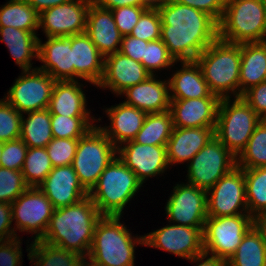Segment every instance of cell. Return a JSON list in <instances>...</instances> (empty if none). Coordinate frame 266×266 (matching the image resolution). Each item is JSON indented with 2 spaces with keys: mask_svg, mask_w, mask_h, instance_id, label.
<instances>
[{
  "mask_svg": "<svg viewBox=\"0 0 266 266\" xmlns=\"http://www.w3.org/2000/svg\"><path fill=\"white\" fill-rule=\"evenodd\" d=\"M158 10L160 39L176 62L194 61L218 38V23L205 12L174 0Z\"/></svg>",
  "mask_w": 266,
  "mask_h": 266,
  "instance_id": "6da1fadb",
  "label": "cell"
},
{
  "mask_svg": "<svg viewBox=\"0 0 266 266\" xmlns=\"http://www.w3.org/2000/svg\"><path fill=\"white\" fill-rule=\"evenodd\" d=\"M101 217L89 196L75 204L56 208L41 241L87 258Z\"/></svg>",
  "mask_w": 266,
  "mask_h": 266,
  "instance_id": "7a4b0ae2",
  "label": "cell"
},
{
  "mask_svg": "<svg viewBox=\"0 0 266 266\" xmlns=\"http://www.w3.org/2000/svg\"><path fill=\"white\" fill-rule=\"evenodd\" d=\"M120 219L102 216L97 222L86 258L92 266H134L135 245H144V236H132Z\"/></svg>",
  "mask_w": 266,
  "mask_h": 266,
  "instance_id": "3957f363",
  "label": "cell"
},
{
  "mask_svg": "<svg viewBox=\"0 0 266 266\" xmlns=\"http://www.w3.org/2000/svg\"><path fill=\"white\" fill-rule=\"evenodd\" d=\"M195 61L213 94L220 99L229 98L230 93L239 97L241 44L217 38Z\"/></svg>",
  "mask_w": 266,
  "mask_h": 266,
  "instance_id": "277c9868",
  "label": "cell"
},
{
  "mask_svg": "<svg viewBox=\"0 0 266 266\" xmlns=\"http://www.w3.org/2000/svg\"><path fill=\"white\" fill-rule=\"evenodd\" d=\"M218 38L234 44L266 40V0H226Z\"/></svg>",
  "mask_w": 266,
  "mask_h": 266,
  "instance_id": "5b68a950",
  "label": "cell"
},
{
  "mask_svg": "<svg viewBox=\"0 0 266 266\" xmlns=\"http://www.w3.org/2000/svg\"><path fill=\"white\" fill-rule=\"evenodd\" d=\"M135 173L116 156L88 193L102 216H121L126 204L142 186Z\"/></svg>",
  "mask_w": 266,
  "mask_h": 266,
  "instance_id": "8992f818",
  "label": "cell"
},
{
  "mask_svg": "<svg viewBox=\"0 0 266 266\" xmlns=\"http://www.w3.org/2000/svg\"><path fill=\"white\" fill-rule=\"evenodd\" d=\"M230 98L220 99L215 137L235 157H238L245 149L249 138L262 119L242 97H235L233 104H230Z\"/></svg>",
  "mask_w": 266,
  "mask_h": 266,
  "instance_id": "52a82bcc",
  "label": "cell"
},
{
  "mask_svg": "<svg viewBox=\"0 0 266 266\" xmlns=\"http://www.w3.org/2000/svg\"><path fill=\"white\" fill-rule=\"evenodd\" d=\"M116 154L117 148L98 125L79 138L71 165L81 185L88 193L96 185L100 175Z\"/></svg>",
  "mask_w": 266,
  "mask_h": 266,
  "instance_id": "ba28073f",
  "label": "cell"
},
{
  "mask_svg": "<svg viewBox=\"0 0 266 266\" xmlns=\"http://www.w3.org/2000/svg\"><path fill=\"white\" fill-rule=\"evenodd\" d=\"M253 226L254 219L249 214L208 216L203 229L204 252L227 261Z\"/></svg>",
  "mask_w": 266,
  "mask_h": 266,
  "instance_id": "9c48e42d",
  "label": "cell"
},
{
  "mask_svg": "<svg viewBox=\"0 0 266 266\" xmlns=\"http://www.w3.org/2000/svg\"><path fill=\"white\" fill-rule=\"evenodd\" d=\"M189 163L188 183L208 191L221 177L237 167V157L214 137Z\"/></svg>",
  "mask_w": 266,
  "mask_h": 266,
  "instance_id": "30bf717a",
  "label": "cell"
},
{
  "mask_svg": "<svg viewBox=\"0 0 266 266\" xmlns=\"http://www.w3.org/2000/svg\"><path fill=\"white\" fill-rule=\"evenodd\" d=\"M5 96L20 114L47 109L55 80L46 72L33 68L24 70Z\"/></svg>",
  "mask_w": 266,
  "mask_h": 266,
  "instance_id": "8fae6325",
  "label": "cell"
},
{
  "mask_svg": "<svg viewBox=\"0 0 266 266\" xmlns=\"http://www.w3.org/2000/svg\"><path fill=\"white\" fill-rule=\"evenodd\" d=\"M54 207L39 187H28L11 203L12 222L20 232L35 234L34 241L41 240L54 212Z\"/></svg>",
  "mask_w": 266,
  "mask_h": 266,
  "instance_id": "7c38bea8",
  "label": "cell"
},
{
  "mask_svg": "<svg viewBox=\"0 0 266 266\" xmlns=\"http://www.w3.org/2000/svg\"><path fill=\"white\" fill-rule=\"evenodd\" d=\"M207 213L212 217L249 214L243 169L235 167L207 191Z\"/></svg>",
  "mask_w": 266,
  "mask_h": 266,
  "instance_id": "4fadbf2b",
  "label": "cell"
},
{
  "mask_svg": "<svg viewBox=\"0 0 266 266\" xmlns=\"http://www.w3.org/2000/svg\"><path fill=\"white\" fill-rule=\"evenodd\" d=\"M169 222L204 228L207 213V191L189 183L177 184L165 206Z\"/></svg>",
  "mask_w": 266,
  "mask_h": 266,
  "instance_id": "5bb4252c",
  "label": "cell"
},
{
  "mask_svg": "<svg viewBox=\"0 0 266 266\" xmlns=\"http://www.w3.org/2000/svg\"><path fill=\"white\" fill-rule=\"evenodd\" d=\"M93 0H72L40 13L39 28L46 37H69L86 31L87 14Z\"/></svg>",
  "mask_w": 266,
  "mask_h": 266,
  "instance_id": "9a60e30c",
  "label": "cell"
},
{
  "mask_svg": "<svg viewBox=\"0 0 266 266\" xmlns=\"http://www.w3.org/2000/svg\"><path fill=\"white\" fill-rule=\"evenodd\" d=\"M203 229L170 224L144 235V245L190 259L204 252Z\"/></svg>",
  "mask_w": 266,
  "mask_h": 266,
  "instance_id": "2e32d148",
  "label": "cell"
},
{
  "mask_svg": "<svg viewBox=\"0 0 266 266\" xmlns=\"http://www.w3.org/2000/svg\"><path fill=\"white\" fill-rule=\"evenodd\" d=\"M122 145L117 148L119 158L142 184L148 177L160 175L169 167L166 146L143 145L134 141Z\"/></svg>",
  "mask_w": 266,
  "mask_h": 266,
  "instance_id": "e0dca14e",
  "label": "cell"
},
{
  "mask_svg": "<svg viewBox=\"0 0 266 266\" xmlns=\"http://www.w3.org/2000/svg\"><path fill=\"white\" fill-rule=\"evenodd\" d=\"M150 75L142 63L118 51L104 57V73L97 86L110 88L113 93L121 95L127 88L145 81Z\"/></svg>",
  "mask_w": 266,
  "mask_h": 266,
  "instance_id": "ac0fdd59",
  "label": "cell"
},
{
  "mask_svg": "<svg viewBox=\"0 0 266 266\" xmlns=\"http://www.w3.org/2000/svg\"><path fill=\"white\" fill-rule=\"evenodd\" d=\"M219 97L170 99L169 111L174 127H216Z\"/></svg>",
  "mask_w": 266,
  "mask_h": 266,
  "instance_id": "d6986e66",
  "label": "cell"
},
{
  "mask_svg": "<svg viewBox=\"0 0 266 266\" xmlns=\"http://www.w3.org/2000/svg\"><path fill=\"white\" fill-rule=\"evenodd\" d=\"M39 189L55 209L75 204L88 196L72 165L53 167Z\"/></svg>",
  "mask_w": 266,
  "mask_h": 266,
  "instance_id": "ffe728a7",
  "label": "cell"
},
{
  "mask_svg": "<svg viewBox=\"0 0 266 266\" xmlns=\"http://www.w3.org/2000/svg\"><path fill=\"white\" fill-rule=\"evenodd\" d=\"M46 38L43 44L39 39L38 60L43 65L38 69L48 73L55 81H74L71 36Z\"/></svg>",
  "mask_w": 266,
  "mask_h": 266,
  "instance_id": "44dd1931",
  "label": "cell"
},
{
  "mask_svg": "<svg viewBox=\"0 0 266 266\" xmlns=\"http://www.w3.org/2000/svg\"><path fill=\"white\" fill-rule=\"evenodd\" d=\"M85 33L104 57L120 50L117 46L121 45L123 36L116 26L112 11L99 7L93 1L89 6Z\"/></svg>",
  "mask_w": 266,
  "mask_h": 266,
  "instance_id": "7402d4cb",
  "label": "cell"
},
{
  "mask_svg": "<svg viewBox=\"0 0 266 266\" xmlns=\"http://www.w3.org/2000/svg\"><path fill=\"white\" fill-rule=\"evenodd\" d=\"M74 81L83 79L98 85L104 73V56L84 32L71 36Z\"/></svg>",
  "mask_w": 266,
  "mask_h": 266,
  "instance_id": "603a6c76",
  "label": "cell"
},
{
  "mask_svg": "<svg viewBox=\"0 0 266 266\" xmlns=\"http://www.w3.org/2000/svg\"><path fill=\"white\" fill-rule=\"evenodd\" d=\"M214 137L215 127H174L166 145L168 164L189 162Z\"/></svg>",
  "mask_w": 266,
  "mask_h": 266,
  "instance_id": "cb8c5ba5",
  "label": "cell"
},
{
  "mask_svg": "<svg viewBox=\"0 0 266 266\" xmlns=\"http://www.w3.org/2000/svg\"><path fill=\"white\" fill-rule=\"evenodd\" d=\"M105 112L108 114L110 126H99V129L112 141L116 148L134 140L147 115L146 112L124 102L107 108Z\"/></svg>",
  "mask_w": 266,
  "mask_h": 266,
  "instance_id": "d4e9b609",
  "label": "cell"
},
{
  "mask_svg": "<svg viewBox=\"0 0 266 266\" xmlns=\"http://www.w3.org/2000/svg\"><path fill=\"white\" fill-rule=\"evenodd\" d=\"M150 75L145 81L127 88L121 93L126 96L124 103L146 113H161L169 110L170 96L168 80H157Z\"/></svg>",
  "mask_w": 266,
  "mask_h": 266,
  "instance_id": "484cf974",
  "label": "cell"
},
{
  "mask_svg": "<svg viewBox=\"0 0 266 266\" xmlns=\"http://www.w3.org/2000/svg\"><path fill=\"white\" fill-rule=\"evenodd\" d=\"M181 64L182 68L177 70L172 78L168 79L170 99L218 97L210 91L195 60L181 61Z\"/></svg>",
  "mask_w": 266,
  "mask_h": 266,
  "instance_id": "4316f807",
  "label": "cell"
},
{
  "mask_svg": "<svg viewBox=\"0 0 266 266\" xmlns=\"http://www.w3.org/2000/svg\"><path fill=\"white\" fill-rule=\"evenodd\" d=\"M83 84L76 81H56L49 103L50 114L69 117H90L86 109V96L82 91Z\"/></svg>",
  "mask_w": 266,
  "mask_h": 266,
  "instance_id": "83f0119b",
  "label": "cell"
},
{
  "mask_svg": "<svg viewBox=\"0 0 266 266\" xmlns=\"http://www.w3.org/2000/svg\"><path fill=\"white\" fill-rule=\"evenodd\" d=\"M263 81H266V40L241 44L239 97Z\"/></svg>",
  "mask_w": 266,
  "mask_h": 266,
  "instance_id": "f1b7e54d",
  "label": "cell"
},
{
  "mask_svg": "<svg viewBox=\"0 0 266 266\" xmlns=\"http://www.w3.org/2000/svg\"><path fill=\"white\" fill-rule=\"evenodd\" d=\"M0 41L4 42L16 64L24 70H31V59L37 58L39 38L36 33L12 26L0 27Z\"/></svg>",
  "mask_w": 266,
  "mask_h": 266,
  "instance_id": "f546056e",
  "label": "cell"
},
{
  "mask_svg": "<svg viewBox=\"0 0 266 266\" xmlns=\"http://www.w3.org/2000/svg\"><path fill=\"white\" fill-rule=\"evenodd\" d=\"M27 250L35 266H85L87 263L80 254L41 240L33 241Z\"/></svg>",
  "mask_w": 266,
  "mask_h": 266,
  "instance_id": "4dcf8cb0",
  "label": "cell"
},
{
  "mask_svg": "<svg viewBox=\"0 0 266 266\" xmlns=\"http://www.w3.org/2000/svg\"><path fill=\"white\" fill-rule=\"evenodd\" d=\"M22 114L20 139L32 148L46 147L53 139L51 114L47 109Z\"/></svg>",
  "mask_w": 266,
  "mask_h": 266,
  "instance_id": "1f68e13d",
  "label": "cell"
},
{
  "mask_svg": "<svg viewBox=\"0 0 266 266\" xmlns=\"http://www.w3.org/2000/svg\"><path fill=\"white\" fill-rule=\"evenodd\" d=\"M227 266H266V245L255 226L245 234Z\"/></svg>",
  "mask_w": 266,
  "mask_h": 266,
  "instance_id": "d6a6232c",
  "label": "cell"
},
{
  "mask_svg": "<svg viewBox=\"0 0 266 266\" xmlns=\"http://www.w3.org/2000/svg\"><path fill=\"white\" fill-rule=\"evenodd\" d=\"M173 128L169 110L161 113H147L143 126L133 141L143 145L166 146Z\"/></svg>",
  "mask_w": 266,
  "mask_h": 266,
  "instance_id": "836d02e7",
  "label": "cell"
},
{
  "mask_svg": "<svg viewBox=\"0 0 266 266\" xmlns=\"http://www.w3.org/2000/svg\"><path fill=\"white\" fill-rule=\"evenodd\" d=\"M40 14L25 0H10L0 8V27L14 28L36 33Z\"/></svg>",
  "mask_w": 266,
  "mask_h": 266,
  "instance_id": "e575fe53",
  "label": "cell"
},
{
  "mask_svg": "<svg viewBox=\"0 0 266 266\" xmlns=\"http://www.w3.org/2000/svg\"><path fill=\"white\" fill-rule=\"evenodd\" d=\"M243 169L249 215L254 219L266 214V166Z\"/></svg>",
  "mask_w": 266,
  "mask_h": 266,
  "instance_id": "d590c367",
  "label": "cell"
},
{
  "mask_svg": "<svg viewBox=\"0 0 266 266\" xmlns=\"http://www.w3.org/2000/svg\"><path fill=\"white\" fill-rule=\"evenodd\" d=\"M266 166V120L256 126L245 149L237 157L238 168Z\"/></svg>",
  "mask_w": 266,
  "mask_h": 266,
  "instance_id": "8d00e7d4",
  "label": "cell"
},
{
  "mask_svg": "<svg viewBox=\"0 0 266 266\" xmlns=\"http://www.w3.org/2000/svg\"><path fill=\"white\" fill-rule=\"evenodd\" d=\"M53 166L46 147H28L22 174L28 187H39L51 172Z\"/></svg>",
  "mask_w": 266,
  "mask_h": 266,
  "instance_id": "74e56055",
  "label": "cell"
},
{
  "mask_svg": "<svg viewBox=\"0 0 266 266\" xmlns=\"http://www.w3.org/2000/svg\"><path fill=\"white\" fill-rule=\"evenodd\" d=\"M91 120L89 121V119ZM94 117H67L51 114V130L53 138L79 139L85 136L93 127ZM91 122V123H90Z\"/></svg>",
  "mask_w": 266,
  "mask_h": 266,
  "instance_id": "f35d334b",
  "label": "cell"
},
{
  "mask_svg": "<svg viewBox=\"0 0 266 266\" xmlns=\"http://www.w3.org/2000/svg\"><path fill=\"white\" fill-rule=\"evenodd\" d=\"M27 188L22 171L0 167V202H14Z\"/></svg>",
  "mask_w": 266,
  "mask_h": 266,
  "instance_id": "ab89813d",
  "label": "cell"
},
{
  "mask_svg": "<svg viewBox=\"0 0 266 266\" xmlns=\"http://www.w3.org/2000/svg\"><path fill=\"white\" fill-rule=\"evenodd\" d=\"M141 63L151 75H154L155 70L174 66L176 61L169 54L168 49L163 41L158 39L155 41H150L148 45L145 46L144 57H142Z\"/></svg>",
  "mask_w": 266,
  "mask_h": 266,
  "instance_id": "60d3db41",
  "label": "cell"
},
{
  "mask_svg": "<svg viewBox=\"0 0 266 266\" xmlns=\"http://www.w3.org/2000/svg\"><path fill=\"white\" fill-rule=\"evenodd\" d=\"M22 114L4 98L0 100V142L20 138Z\"/></svg>",
  "mask_w": 266,
  "mask_h": 266,
  "instance_id": "b9f144b4",
  "label": "cell"
},
{
  "mask_svg": "<svg viewBox=\"0 0 266 266\" xmlns=\"http://www.w3.org/2000/svg\"><path fill=\"white\" fill-rule=\"evenodd\" d=\"M162 20L158 9H147L131 32V36L150 42L161 38Z\"/></svg>",
  "mask_w": 266,
  "mask_h": 266,
  "instance_id": "7bdbcfd3",
  "label": "cell"
},
{
  "mask_svg": "<svg viewBox=\"0 0 266 266\" xmlns=\"http://www.w3.org/2000/svg\"><path fill=\"white\" fill-rule=\"evenodd\" d=\"M79 139L53 138L46 146L53 167L71 165Z\"/></svg>",
  "mask_w": 266,
  "mask_h": 266,
  "instance_id": "ee69618b",
  "label": "cell"
},
{
  "mask_svg": "<svg viewBox=\"0 0 266 266\" xmlns=\"http://www.w3.org/2000/svg\"><path fill=\"white\" fill-rule=\"evenodd\" d=\"M27 151L28 146L20 138L4 142L0 167L21 171Z\"/></svg>",
  "mask_w": 266,
  "mask_h": 266,
  "instance_id": "f6af8a7d",
  "label": "cell"
},
{
  "mask_svg": "<svg viewBox=\"0 0 266 266\" xmlns=\"http://www.w3.org/2000/svg\"><path fill=\"white\" fill-rule=\"evenodd\" d=\"M141 6H123L111 10L116 26L122 36L130 35L141 15L147 10Z\"/></svg>",
  "mask_w": 266,
  "mask_h": 266,
  "instance_id": "bcb514c9",
  "label": "cell"
},
{
  "mask_svg": "<svg viewBox=\"0 0 266 266\" xmlns=\"http://www.w3.org/2000/svg\"><path fill=\"white\" fill-rule=\"evenodd\" d=\"M241 97L262 120H266V81L251 87Z\"/></svg>",
  "mask_w": 266,
  "mask_h": 266,
  "instance_id": "7dc6e473",
  "label": "cell"
},
{
  "mask_svg": "<svg viewBox=\"0 0 266 266\" xmlns=\"http://www.w3.org/2000/svg\"><path fill=\"white\" fill-rule=\"evenodd\" d=\"M175 2L188 5L210 15L217 23L220 22L226 0H174Z\"/></svg>",
  "mask_w": 266,
  "mask_h": 266,
  "instance_id": "c3c4849f",
  "label": "cell"
},
{
  "mask_svg": "<svg viewBox=\"0 0 266 266\" xmlns=\"http://www.w3.org/2000/svg\"><path fill=\"white\" fill-rule=\"evenodd\" d=\"M20 244L19 237L0 242V266H21L22 250Z\"/></svg>",
  "mask_w": 266,
  "mask_h": 266,
  "instance_id": "681fc988",
  "label": "cell"
},
{
  "mask_svg": "<svg viewBox=\"0 0 266 266\" xmlns=\"http://www.w3.org/2000/svg\"><path fill=\"white\" fill-rule=\"evenodd\" d=\"M148 43L142 39L126 35L122 37L121 45L118 46L120 48L119 52L141 63L142 57H144L145 46Z\"/></svg>",
  "mask_w": 266,
  "mask_h": 266,
  "instance_id": "f907efd6",
  "label": "cell"
},
{
  "mask_svg": "<svg viewBox=\"0 0 266 266\" xmlns=\"http://www.w3.org/2000/svg\"><path fill=\"white\" fill-rule=\"evenodd\" d=\"M11 225V203L0 202V242L8 241L17 237L16 230L14 231Z\"/></svg>",
  "mask_w": 266,
  "mask_h": 266,
  "instance_id": "816d5d0a",
  "label": "cell"
},
{
  "mask_svg": "<svg viewBox=\"0 0 266 266\" xmlns=\"http://www.w3.org/2000/svg\"><path fill=\"white\" fill-rule=\"evenodd\" d=\"M99 7L113 10L123 6H141L143 0H93Z\"/></svg>",
  "mask_w": 266,
  "mask_h": 266,
  "instance_id": "f5cc1de1",
  "label": "cell"
},
{
  "mask_svg": "<svg viewBox=\"0 0 266 266\" xmlns=\"http://www.w3.org/2000/svg\"><path fill=\"white\" fill-rule=\"evenodd\" d=\"M206 257H208V258H206ZM205 258H206V260H203ZM188 260H190L192 262H200V264L197 266H227V261H225L223 258H219V257L214 256V255H210V257H209V254L206 252L195 255L194 257H192Z\"/></svg>",
  "mask_w": 266,
  "mask_h": 266,
  "instance_id": "db71d44e",
  "label": "cell"
},
{
  "mask_svg": "<svg viewBox=\"0 0 266 266\" xmlns=\"http://www.w3.org/2000/svg\"><path fill=\"white\" fill-rule=\"evenodd\" d=\"M28 2L39 14L51 7L67 3L72 0H25Z\"/></svg>",
  "mask_w": 266,
  "mask_h": 266,
  "instance_id": "11a10c76",
  "label": "cell"
},
{
  "mask_svg": "<svg viewBox=\"0 0 266 266\" xmlns=\"http://www.w3.org/2000/svg\"><path fill=\"white\" fill-rule=\"evenodd\" d=\"M254 226L261 233L263 241L266 245V214L255 217Z\"/></svg>",
  "mask_w": 266,
  "mask_h": 266,
  "instance_id": "9f6ffc18",
  "label": "cell"
},
{
  "mask_svg": "<svg viewBox=\"0 0 266 266\" xmlns=\"http://www.w3.org/2000/svg\"><path fill=\"white\" fill-rule=\"evenodd\" d=\"M170 0H143V7L149 9H158L159 7L167 4Z\"/></svg>",
  "mask_w": 266,
  "mask_h": 266,
  "instance_id": "6f0895ef",
  "label": "cell"
},
{
  "mask_svg": "<svg viewBox=\"0 0 266 266\" xmlns=\"http://www.w3.org/2000/svg\"><path fill=\"white\" fill-rule=\"evenodd\" d=\"M2 150H3V142H0V159H1V155H2Z\"/></svg>",
  "mask_w": 266,
  "mask_h": 266,
  "instance_id": "680465c9",
  "label": "cell"
},
{
  "mask_svg": "<svg viewBox=\"0 0 266 266\" xmlns=\"http://www.w3.org/2000/svg\"><path fill=\"white\" fill-rule=\"evenodd\" d=\"M85 266H92V265H91L90 263L87 262Z\"/></svg>",
  "mask_w": 266,
  "mask_h": 266,
  "instance_id": "91938a15",
  "label": "cell"
}]
</instances>
